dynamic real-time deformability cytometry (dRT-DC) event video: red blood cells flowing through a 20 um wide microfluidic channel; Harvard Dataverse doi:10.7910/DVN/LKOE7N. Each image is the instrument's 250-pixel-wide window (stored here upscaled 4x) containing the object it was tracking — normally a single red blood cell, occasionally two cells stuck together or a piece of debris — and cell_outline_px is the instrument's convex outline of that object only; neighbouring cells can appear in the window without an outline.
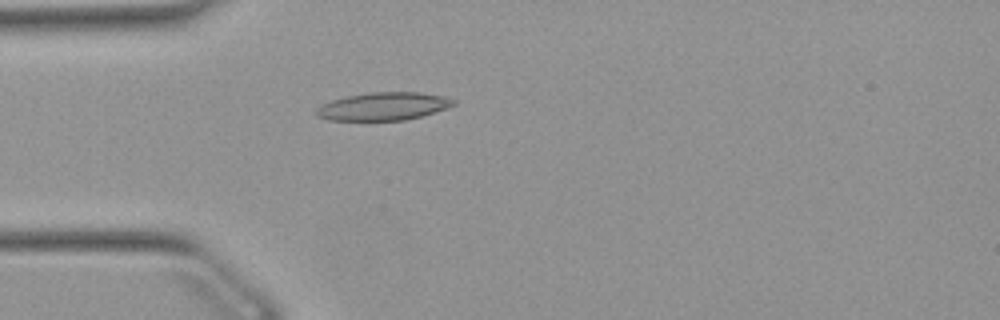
{"species": "Egyptian fruit bat (a non-hibernating species)", "species_latin": "Rousettus aegyptiacus", "temperature_condition": "warm", "stored_images_in_passage": 48, "camera_frame_rate_fps": 3000, "um_per_image_px": 0.085, "animal": {"sex": "female"}, "frame": {"image": 1, "passage_image": 11, "time_ms": 3.333, "image_size_px": [1000, 320], "cell_outline_px": [[456, 104], [420, 116], [404, 120], [328, 120], [316, 116], [316, 108], [332, 100], [344, 96], [372, 92], [420, 92], [444, 96], [456, 100]], "centroid_in_image_um": [32.56, 9.03], "position_along_channel_um": 52.4, "area_um2": 22.14}}
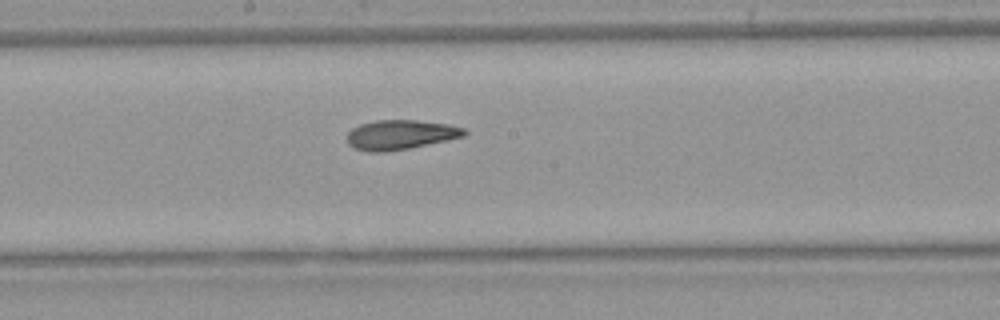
{"frame": {"image": 2, "passage_image": 24, "time_ms": 7.667, "image_size_px": [1000, 320], "cell_outline_px": [[468, 132], [464, 136], [448, 140], [408, 148], [384, 152], [372, 152], [352, 148], [348, 144], [348, 132], [352, 128], [360, 124], [376, 120], [416, 120], [448, 124], [464, 128]], "centroid_in_image_um": [34.03, 11.45], "position_along_channel_um": 214.2, "area_um2": 20.17}}
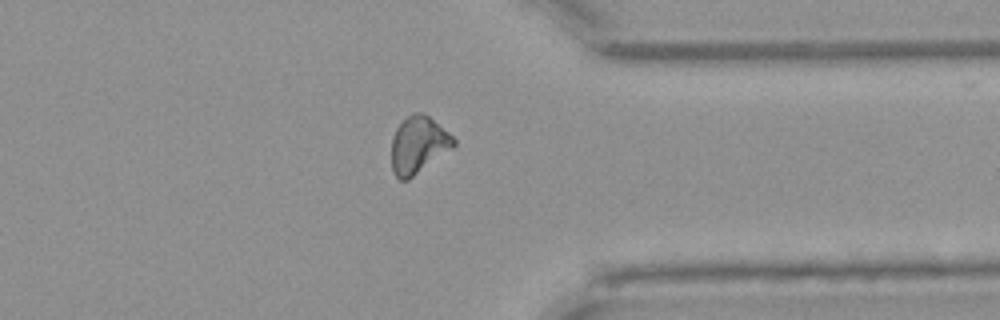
{"frame": {"image": 3, "passage_image": 37, "time_ms": 12.0, "image_size_px": [1000, 320], "cell_outline_px": [[456, 144], [452, 148], [408, 180], [400, 180], [396, 176], [392, 168], [392, 140], [396, 128], [408, 116], [416, 112], [420, 112], [428, 116], [448, 132], [456, 140]], "centroid_in_image_um": [35.56, 12.33], "position_along_channel_um": 375.8, "area_um2": 20.23}, "authors_computed_cell_mechanics": {"area_um2": 20.519, "velocity_mm_per_s": 3.8951, "shape_relaxation_time_tau1_ms": null, "shape_relaxation_time_tau2_ms": 3.0657, "deformation_change_tau1": null, "deformation_change_tau2": 0.1124}}